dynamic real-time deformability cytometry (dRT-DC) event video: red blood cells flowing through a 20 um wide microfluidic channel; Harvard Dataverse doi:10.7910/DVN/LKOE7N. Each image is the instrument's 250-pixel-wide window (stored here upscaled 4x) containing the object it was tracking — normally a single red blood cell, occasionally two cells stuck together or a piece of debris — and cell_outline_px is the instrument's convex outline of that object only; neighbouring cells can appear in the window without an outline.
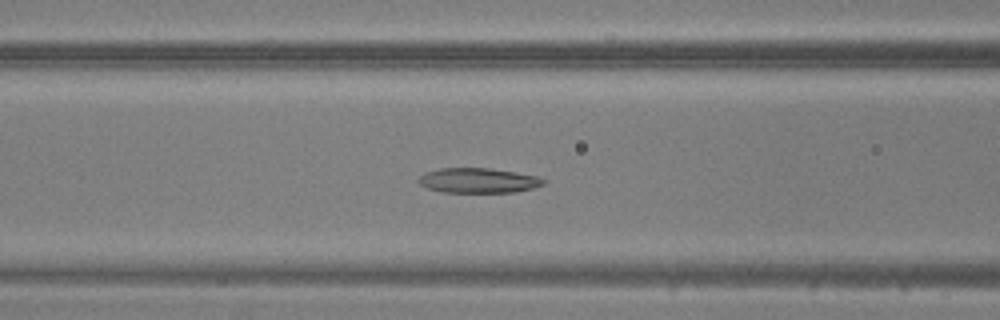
{"species": "common noctule bat (a hibernating species)", "species_latin": "Nyctalus noctula", "temperature_condition": "warm", "stored_images_in_passage": 48, "camera_frame_rate_fps": 3000, "um_per_image_px": 0.085, "animal": {"sex": "male", "body_mass_g": 20.5, "forearm_length_mm": 52.5}, "frame": {"image": 1, "passage_image": 19, "time_ms": 6.0, "image_size_px": [1000, 320], "cell_outline_px": [[548, 180], [544, 184], [532, 188], [512, 192], [444, 192], [428, 188], [420, 184], [416, 180], [424, 172], [440, 168], [488, 168], [536, 176]], "centroid_in_image_um": [40.62, 15.34], "position_along_channel_um": 126.0, "area_um2": 17.98}}
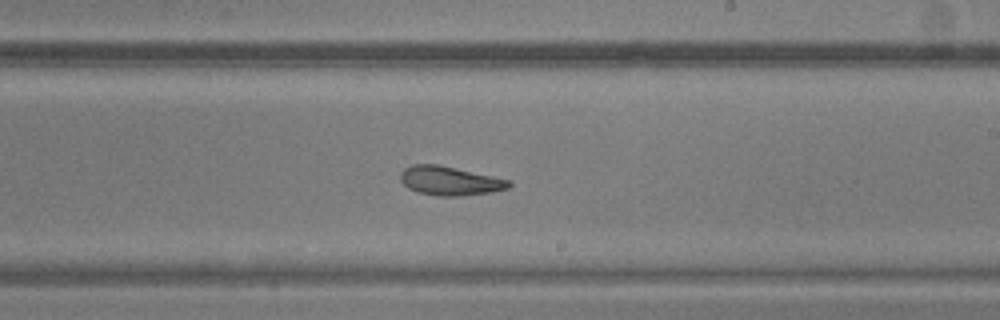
{"frame": {"image": 2, "passage_image": 28, "time_ms": 9.0, "image_size_px": [1000, 320], "cell_outline_px": [[512, 184], [508, 188], [492, 192], [460, 196], [440, 196], [416, 192], [408, 188], [400, 180], [400, 172], [404, 168], [412, 164], [440, 164], [512, 180]], "centroid_in_image_um": [38.24, 15.36], "position_along_channel_um": 250.8, "area_um2": 18.61}}
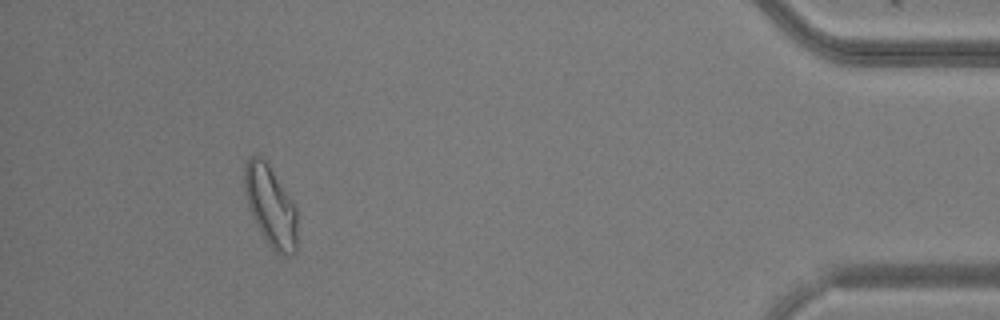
{"frame": {"image": 3, "passage_image": 44, "time_ms": 14.333, "image_size_px": [1000, 320], "cell_outline_px": [[296, 252], [292, 256], [284, 256], [276, 252], [268, 244], [260, 232], [252, 216], [244, 192], [244, 164], [248, 156], [260, 156], [268, 160], [292, 200], [296, 208]], "centroid_in_image_um": [22.99, 17.47], "position_along_channel_um": 412.2, "area_um2": 25.26}}